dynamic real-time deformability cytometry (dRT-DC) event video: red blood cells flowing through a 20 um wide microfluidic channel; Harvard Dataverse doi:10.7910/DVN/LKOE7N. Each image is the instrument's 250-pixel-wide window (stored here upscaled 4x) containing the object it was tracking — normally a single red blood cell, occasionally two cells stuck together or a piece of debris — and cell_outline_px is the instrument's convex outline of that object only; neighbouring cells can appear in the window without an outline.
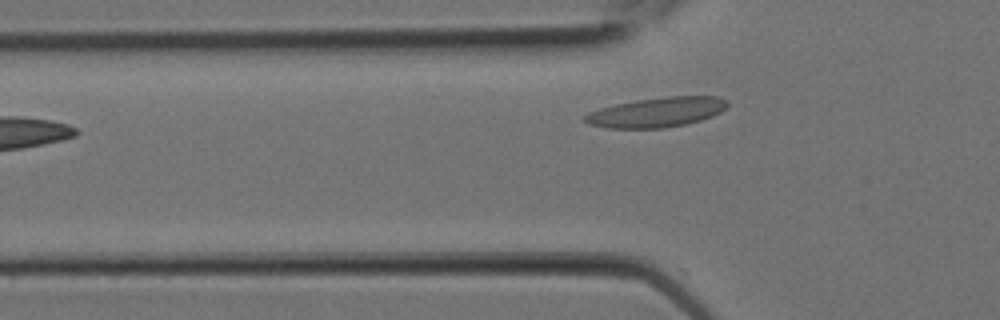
{"species": "Egyptian fruit bat (a non-hibernating species)", "species_latin": "Rousettus aegyptiacus", "temperature_condition": "room temperature", "stored_images_in_passage": 7, "camera_frame_rate_fps": 3000, "um_per_image_px": 0.085, "animal": {"sex": "female"}, "frame": {"image": 1, "passage_image": 7, "time_ms": 2.0, "image_size_px": [1000, 320], "cell_outline_px": [[728, 104], [720, 112], [712, 116], [688, 124], [664, 128], [608, 128], [588, 124], [580, 120], [588, 112], [600, 108], [616, 104], [636, 100], [668, 96], [720, 96], [728, 100]], "centroid_in_image_um": [55.8, 9.54], "position_along_channel_um": 70.0, "area_um2": 24.91}}